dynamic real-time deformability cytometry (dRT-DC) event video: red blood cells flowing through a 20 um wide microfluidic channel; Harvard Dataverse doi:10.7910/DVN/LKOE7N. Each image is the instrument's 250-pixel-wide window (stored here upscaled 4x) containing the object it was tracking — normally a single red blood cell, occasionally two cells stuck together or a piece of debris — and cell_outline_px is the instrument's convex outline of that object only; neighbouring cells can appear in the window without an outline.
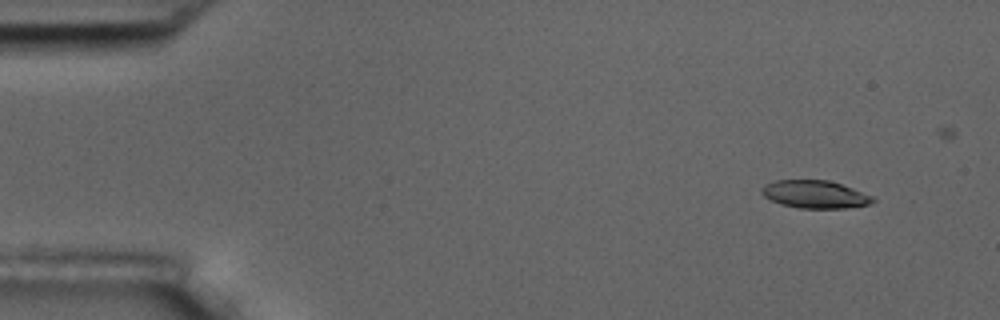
{"species": "common noctule bat (a hibernating species)", "species_latin": "Nyctalus noctula", "temperature_condition": "room temperature", "stored_images_in_passage": 7, "camera_frame_rate_fps": 3000, "um_per_image_px": 0.085, "animal": {"sex": "male", "body_mass_g": 17.5, "forearm_length_mm": 52.3}, "frame": {"image": 1, "passage_image": 2, "time_ms": 1.0, "image_size_px": [1000, 320], "cell_outline_px": [[876, 200], [872, 204], [844, 208], [800, 208], [780, 204], [764, 196], [760, 192], [760, 188], [764, 184], [776, 180], [828, 180], [852, 188], [872, 196]], "centroid_in_image_um": [69.25, 16.52], "position_along_channel_um": 15.8, "area_um2": 17.98}}